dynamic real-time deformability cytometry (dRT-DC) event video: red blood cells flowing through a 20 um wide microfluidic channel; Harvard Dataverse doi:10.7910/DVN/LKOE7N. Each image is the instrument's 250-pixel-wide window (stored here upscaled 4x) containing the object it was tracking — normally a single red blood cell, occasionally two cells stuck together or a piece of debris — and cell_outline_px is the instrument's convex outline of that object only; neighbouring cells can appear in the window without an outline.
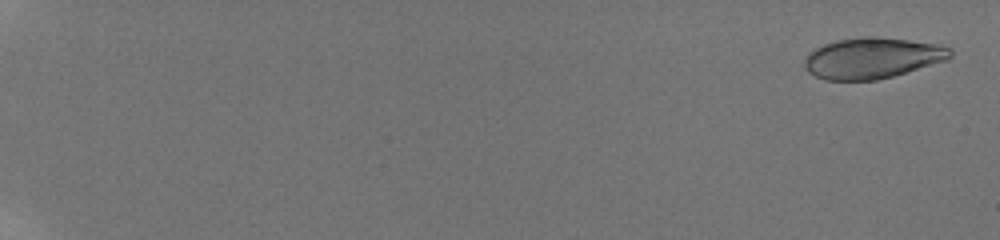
{"species": "human", "species_latin": "Homo sapiens", "temperature_condition": "room temperature", "stored_images_in_passage": 17, "camera_frame_rate_fps": 3000, "um_per_image_px": 0.085, "donor": {"sex": "male"}, "frame": {"image": 1, "passage_image": 1, "time_ms": 0.0, "image_size_px": [1000, 240], "cell_outline_px": [[952, 56], [948, 60], [892, 76], [876, 80], [824, 80], [808, 72], [804, 68], [804, 60], [808, 52], [824, 44], [836, 40], [868, 36], [876, 36], [908, 40], [932, 44], [952, 48]], "centroid_in_image_um": [74.12, 4.94], "position_along_channel_um": 10.9, "area_um2": 34.68}}
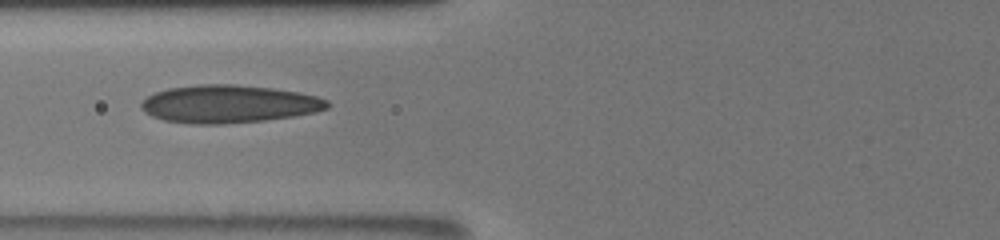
{"frame": {"image": 2, "passage_image": 11, "time_ms": 8.667, "image_size_px": [1000, 240], "cell_outline_px": [[328, 108], [316, 112], [292, 116], [264, 120], [224, 124], [192, 124], [164, 120], [152, 116], [144, 112], [140, 108], [140, 104], [148, 96], [156, 92], [168, 88], [196, 84], [236, 84], [272, 88], [300, 92], [316, 96], [328, 100]], "centroid_in_image_um": [19.43, 8.83], "position_along_channel_um": 106.4, "area_um2": 41.15}}
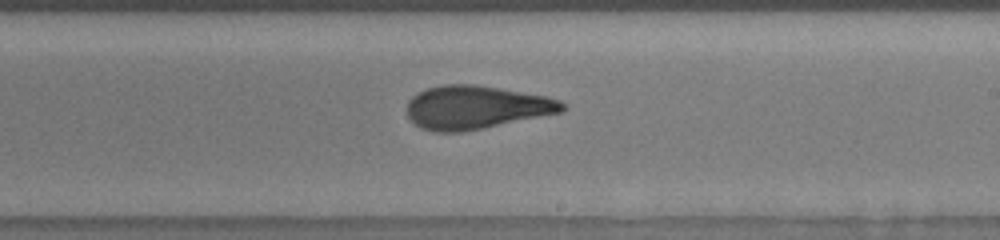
{"frame": {"image": 3, "passage_image": 17, "time_ms": 12.333, "image_size_px": [1000, 240], "cell_outline_px": [[568, 108], [560, 112], [484, 128], [464, 132], [432, 132], [420, 128], [408, 116], [408, 100], [412, 96], [428, 88], [444, 84], [476, 84], [548, 96], [560, 100], [568, 104]], "centroid_in_image_um": [40.48, 9.12], "position_along_channel_um": 248.5, "area_um2": 39.36}}